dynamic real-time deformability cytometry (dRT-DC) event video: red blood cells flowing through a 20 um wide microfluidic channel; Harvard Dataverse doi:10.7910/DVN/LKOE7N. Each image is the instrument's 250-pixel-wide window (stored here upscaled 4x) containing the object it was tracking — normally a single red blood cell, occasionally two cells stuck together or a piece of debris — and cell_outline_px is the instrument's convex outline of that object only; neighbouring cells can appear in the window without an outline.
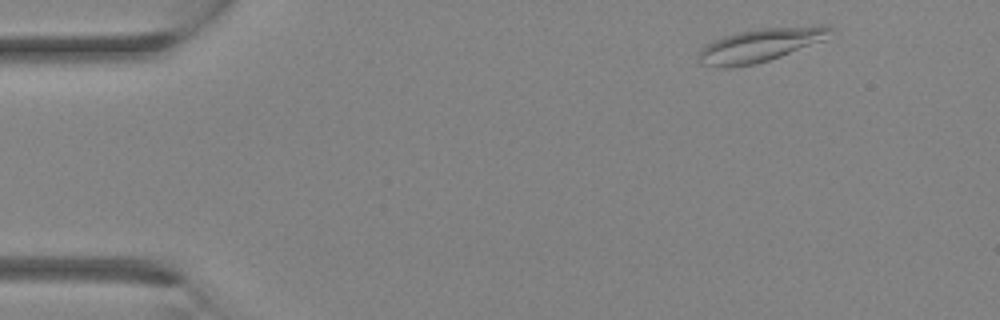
{"species": "Egyptian fruit bat (a non-hibernating species)", "species_latin": "Rousettus aegyptiacus", "temperature_condition": "room temperature", "stored_images_in_passage": 22, "camera_frame_rate_fps": 3000, "um_per_image_px": 0.085, "animal": {"sex": "female"}, "frame": {"image": 1, "passage_image": 2, "time_ms": 0.333, "image_size_px": [1000, 320], "cell_outline_px": [[836, 32], [824, 40], [780, 56], [756, 64], [728, 68], [716, 68], [700, 64], [696, 56], [700, 48], [724, 36], [740, 32], [760, 28], [820, 24], [828, 24]], "centroid_in_image_um": [64.66, 3.82], "position_along_channel_um": 20.3, "area_um2": 26.07}}
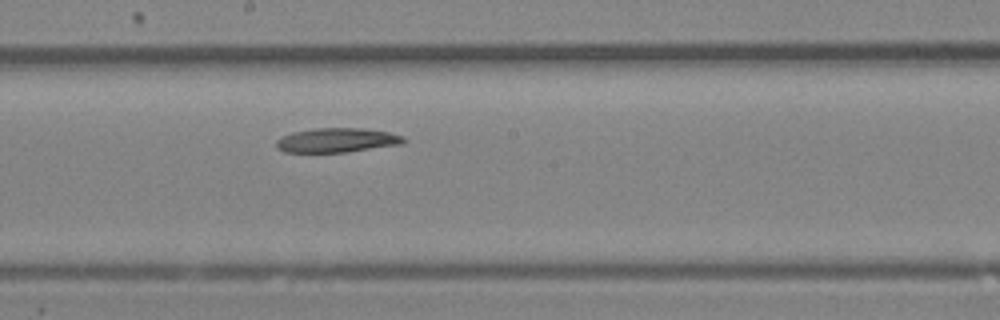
{"frame": {"image": 2, "passage_image": 16, "time_ms": 5.0, "image_size_px": [1000, 320], "cell_outline_px": [[408, 140], [404, 144], [348, 152], [284, 152], [276, 148], [276, 140], [280, 136], [292, 132], [316, 128], [364, 128], [388, 132], [404, 136]], "centroid_in_image_um": [28.66, 11.92], "position_along_channel_um": 219.5, "area_um2": 18.38}}
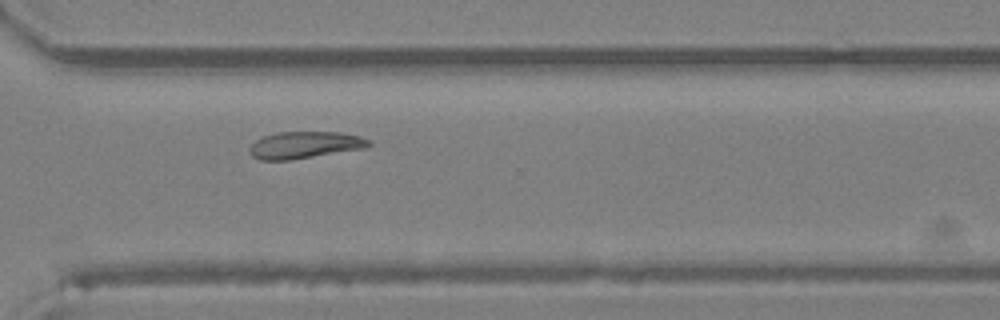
{"frame": {"image": 3, "passage_image": 22, "time_ms": 7.0, "image_size_px": [1000, 320], "cell_outline_px": [[372, 144], [368, 148], [292, 160], [260, 160], [252, 156], [248, 152], [248, 148], [256, 140], [264, 136], [276, 132], [340, 132], [360, 136], [368, 140]], "centroid_in_image_um": [25.91, 12.33], "position_along_channel_um": 344.7, "area_um2": 18.96}}